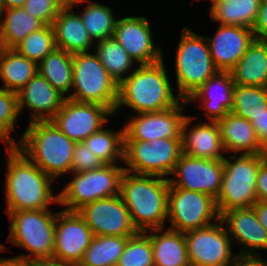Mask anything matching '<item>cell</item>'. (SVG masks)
Returning <instances> with one entry per match:
<instances>
[{
  "mask_svg": "<svg viewBox=\"0 0 267 266\" xmlns=\"http://www.w3.org/2000/svg\"><path fill=\"white\" fill-rule=\"evenodd\" d=\"M4 11H5L4 2H3V0H0V21H1V18L3 17Z\"/></svg>",
  "mask_w": 267,
  "mask_h": 266,
  "instance_id": "f907efd6",
  "label": "cell"
},
{
  "mask_svg": "<svg viewBox=\"0 0 267 266\" xmlns=\"http://www.w3.org/2000/svg\"><path fill=\"white\" fill-rule=\"evenodd\" d=\"M10 231L7 242L30 253L13 257L21 261L53 258L57 213L49 209L9 212Z\"/></svg>",
  "mask_w": 267,
  "mask_h": 266,
  "instance_id": "8992f818",
  "label": "cell"
},
{
  "mask_svg": "<svg viewBox=\"0 0 267 266\" xmlns=\"http://www.w3.org/2000/svg\"><path fill=\"white\" fill-rule=\"evenodd\" d=\"M223 146L232 154H267L251 122L228 112L217 121Z\"/></svg>",
  "mask_w": 267,
  "mask_h": 266,
  "instance_id": "cb8c5ba5",
  "label": "cell"
},
{
  "mask_svg": "<svg viewBox=\"0 0 267 266\" xmlns=\"http://www.w3.org/2000/svg\"><path fill=\"white\" fill-rule=\"evenodd\" d=\"M232 266H267V260L261 255H238Z\"/></svg>",
  "mask_w": 267,
  "mask_h": 266,
  "instance_id": "f6af8a7d",
  "label": "cell"
},
{
  "mask_svg": "<svg viewBox=\"0 0 267 266\" xmlns=\"http://www.w3.org/2000/svg\"><path fill=\"white\" fill-rule=\"evenodd\" d=\"M252 30L256 39L267 40V0H261Z\"/></svg>",
  "mask_w": 267,
  "mask_h": 266,
  "instance_id": "b9f144b4",
  "label": "cell"
},
{
  "mask_svg": "<svg viewBox=\"0 0 267 266\" xmlns=\"http://www.w3.org/2000/svg\"><path fill=\"white\" fill-rule=\"evenodd\" d=\"M114 113L97 103L77 102L66 98L61 109L51 120L57 128L74 142H83L102 129Z\"/></svg>",
  "mask_w": 267,
  "mask_h": 266,
  "instance_id": "5bb4252c",
  "label": "cell"
},
{
  "mask_svg": "<svg viewBox=\"0 0 267 266\" xmlns=\"http://www.w3.org/2000/svg\"><path fill=\"white\" fill-rule=\"evenodd\" d=\"M251 124L254 127L255 132L258 134L262 145L267 149V110L260 116L256 117Z\"/></svg>",
  "mask_w": 267,
  "mask_h": 266,
  "instance_id": "ee69618b",
  "label": "cell"
},
{
  "mask_svg": "<svg viewBox=\"0 0 267 266\" xmlns=\"http://www.w3.org/2000/svg\"><path fill=\"white\" fill-rule=\"evenodd\" d=\"M219 219L224 224L233 246L234 242L240 245L241 251L238 255H260L258 252L254 253L255 249L267 250V231L258 221L252 207L224 211Z\"/></svg>",
  "mask_w": 267,
  "mask_h": 266,
  "instance_id": "d6986e66",
  "label": "cell"
},
{
  "mask_svg": "<svg viewBox=\"0 0 267 266\" xmlns=\"http://www.w3.org/2000/svg\"><path fill=\"white\" fill-rule=\"evenodd\" d=\"M129 237L94 235L78 266H116Z\"/></svg>",
  "mask_w": 267,
  "mask_h": 266,
  "instance_id": "d6a6232c",
  "label": "cell"
},
{
  "mask_svg": "<svg viewBox=\"0 0 267 266\" xmlns=\"http://www.w3.org/2000/svg\"><path fill=\"white\" fill-rule=\"evenodd\" d=\"M149 21L143 16H126L117 19L113 37L129 56L140 65H150L163 60L162 47H156Z\"/></svg>",
  "mask_w": 267,
  "mask_h": 266,
  "instance_id": "ac0fdd59",
  "label": "cell"
},
{
  "mask_svg": "<svg viewBox=\"0 0 267 266\" xmlns=\"http://www.w3.org/2000/svg\"><path fill=\"white\" fill-rule=\"evenodd\" d=\"M103 165V162L83 142H76L71 173L87 172L101 168Z\"/></svg>",
  "mask_w": 267,
  "mask_h": 266,
  "instance_id": "60d3db41",
  "label": "cell"
},
{
  "mask_svg": "<svg viewBox=\"0 0 267 266\" xmlns=\"http://www.w3.org/2000/svg\"><path fill=\"white\" fill-rule=\"evenodd\" d=\"M93 236L92 230L77 211H58L53 258L78 265Z\"/></svg>",
  "mask_w": 267,
  "mask_h": 266,
  "instance_id": "e0dca14e",
  "label": "cell"
},
{
  "mask_svg": "<svg viewBox=\"0 0 267 266\" xmlns=\"http://www.w3.org/2000/svg\"><path fill=\"white\" fill-rule=\"evenodd\" d=\"M69 4L70 0H26L23 8L45 25H52L58 12Z\"/></svg>",
  "mask_w": 267,
  "mask_h": 266,
  "instance_id": "ab89813d",
  "label": "cell"
},
{
  "mask_svg": "<svg viewBox=\"0 0 267 266\" xmlns=\"http://www.w3.org/2000/svg\"><path fill=\"white\" fill-rule=\"evenodd\" d=\"M83 143L103 164L123 162L124 128L118 132L102 128L91 134Z\"/></svg>",
  "mask_w": 267,
  "mask_h": 266,
  "instance_id": "e575fe53",
  "label": "cell"
},
{
  "mask_svg": "<svg viewBox=\"0 0 267 266\" xmlns=\"http://www.w3.org/2000/svg\"><path fill=\"white\" fill-rule=\"evenodd\" d=\"M0 266H25L24 261L16 258H0Z\"/></svg>",
  "mask_w": 267,
  "mask_h": 266,
  "instance_id": "c3c4849f",
  "label": "cell"
},
{
  "mask_svg": "<svg viewBox=\"0 0 267 266\" xmlns=\"http://www.w3.org/2000/svg\"><path fill=\"white\" fill-rule=\"evenodd\" d=\"M38 64L14 48L0 47V78L3 89L17 93L38 72Z\"/></svg>",
  "mask_w": 267,
  "mask_h": 266,
  "instance_id": "83f0119b",
  "label": "cell"
},
{
  "mask_svg": "<svg viewBox=\"0 0 267 266\" xmlns=\"http://www.w3.org/2000/svg\"><path fill=\"white\" fill-rule=\"evenodd\" d=\"M0 21V47L15 48L27 35L45 24L29 15L23 7L5 9Z\"/></svg>",
  "mask_w": 267,
  "mask_h": 266,
  "instance_id": "f1b7e54d",
  "label": "cell"
},
{
  "mask_svg": "<svg viewBox=\"0 0 267 266\" xmlns=\"http://www.w3.org/2000/svg\"><path fill=\"white\" fill-rule=\"evenodd\" d=\"M183 154L182 138L124 141V171L139 175L169 177Z\"/></svg>",
  "mask_w": 267,
  "mask_h": 266,
  "instance_id": "9c48e42d",
  "label": "cell"
},
{
  "mask_svg": "<svg viewBox=\"0 0 267 266\" xmlns=\"http://www.w3.org/2000/svg\"><path fill=\"white\" fill-rule=\"evenodd\" d=\"M223 175V159L205 160L182 154L168 178L169 187L202 192L216 199Z\"/></svg>",
  "mask_w": 267,
  "mask_h": 266,
  "instance_id": "9a60e30c",
  "label": "cell"
},
{
  "mask_svg": "<svg viewBox=\"0 0 267 266\" xmlns=\"http://www.w3.org/2000/svg\"><path fill=\"white\" fill-rule=\"evenodd\" d=\"M15 147L54 181L71 173L76 142L64 135L52 121L28 125Z\"/></svg>",
  "mask_w": 267,
  "mask_h": 266,
  "instance_id": "277c9868",
  "label": "cell"
},
{
  "mask_svg": "<svg viewBox=\"0 0 267 266\" xmlns=\"http://www.w3.org/2000/svg\"><path fill=\"white\" fill-rule=\"evenodd\" d=\"M252 208L254 209L258 221L262 224V226L267 231V202L266 201H256Z\"/></svg>",
  "mask_w": 267,
  "mask_h": 266,
  "instance_id": "7dc6e473",
  "label": "cell"
},
{
  "mask_svg": "<svg viewBox=\"0 0 267 266\" xmlns=\"http://www.w3.org/2000/svg\"><path fill=\"white\" fill-rule=\"evenodd\" d=\"M17 93L0 87V140L6 146H15V139L10 133L15 131L16 120L19 117Z\"/></svg>",
  "mask_w": 267,
  "mask_h": 266,
  "instance_id": "f35d334b",
  "label": "cell"
},
{
  "mask_svg": "<svg viewBox=\"0 0 267 266\" xmlns=\"http://www.w3.org/2000/svg\"><path fill=\"white\" fill-rule=\"evenodd\" d=\"M25 266H78L70 262H64L54 258L33 259L24 262Z\"/></svg>",
  "mask_w": 267,
  "mask_h": 266,
  "instance_id": "bcb514c9",
  "label": "cell"
},
{
  "mask_svg": "<svg viewBox=\"0 0 267 266\" xmlns=\"http://www.w3.org/2000/svg\"><path fill=\"white\" fill-rule=\"evenodd\" d=\"M258 201L267 202V159L260 165L256 179Z\"/></svg>",
  "mask_w": 267,
  "mask_h": 266,
  "instance_id": "7bdbcfd3",
  "label": "cell"
},
{
  "mask_svg": "<svg viewBox=\"0 0 267 266\" xmlns=\"http://www.w3.org/2000/svg\"><path fill=\"white\" fill-rule=\"evenodd\" d=\"M76 13L69 4L52 23L56 47L71 54L89 52L94 45L80 14Z\"/></svg>",
  "mask_w": 267,
  "mask_h": 266,
  "instance_id": "d4e9b609",
  "label": "cell"
},
{
  "mask_svg": "<svg viewBox=\"0 0 267 266\" xmlns=\"http://www.w3.org/2000/svg\"><path fill=\"white\" fill-rule=\"evenodd\" d=\"M194 117L188 115L182 125L183 154L205 160L224 159L226 151L217 122H200L189 130V124L196 119Z\"/></svg>",
  "mask_w": 267,
  "mask_h": 266,
  "instance_id": "603a6c76",
  "label": "cell"
},
{
  "mask_svg": "<svg viewBox=\"0 0 267 266\" xmlns=\"http://www.w3.org/2000/svg\"><path fill=\"white\" fill-rule=\"evenodd\" d=\"M175 58L178 96L187 100L219 70L215 66L206 37L183 27Z\"/></svg>",
  "mask_w": 267,
  "mask_h": 266,
  "instance_id": "52a82bcc",
  "label": "cell"
},
{
  "mask_svg": "<svg viewBox=\"0 0 267 266\" xmlns=\"http://www.w3.org/2000/svg\"><path fill=\"white\" fill-rule=\"evenodd\" d=\"M267 110V88L234 85L232 113L249 122Z\"/></svg>",
  "mask_w": 267,
  "mask_h": 266,
  "instance_id": "d590c367",
  "label": "cell"
},
{
  "mask_svg": "<svg viewBox=\"0 0 267 266\" xmlns=\"http://www.w3.org/2000/svg\"><path fill=\"white\" fill-rule=\"evenodd\" d=\"M8 155L5 175L6 212L49 209L59 203L58 193L53 196L49 175L40 170L15 146H6Z\"/></svg>",
  "mask_w": 267,
  "mask_h": 266,
  "instance_id": "6da1fadb",
  "label": "cell"
},
{
  "mask_svg": "<svg viewBox=\"0 0 267 266\" xmlns=\"http://www.w3.org/2000/svg\"><path fill=\"white\" fill-rule=\"evenodd\" d=\"M5 247V245L0 243V252L8 251Z\"/></svg>",
  "mask_w": 267,
  "mask_h": 266,
  "instance_id": "816d5d0a",
  "label": "cell"
},
{
  "mask_svg": "<svg viewBox=\"0 0 267 266\" xmlns=\"http://www.w3.org/2000/svg\"><path fill=\"white\" fill-rule=\"evenodd\" d=\"M168 178L124 171L119 194L138 232L164 228L168 220Z\"/></svg>",
  "mask_w": 267,
  "mask_h": 266,
  "instance_id": "7a4b0ae2",
  "label": "cell"
},
{
  "mask_svg": "<svg viewBox=\"0 0 267 266\" xmlns=\"http://www.w3.org/2000/svg\"><path fill=\"white\" fill-rule=\"evenodd\" d=\"M56 48L53 27L52 25H45L27 35L14 49L38 64Z\"/></svg>",
  "mask_w": 267,
  "mask_h": 266,
  "instance_id": "8d00e7d4",
  "label": "cell"
},
{
  "mask_svg": "<svg viewBox=\"0 0 267 266\" xmlns=\"http://www.w3.org/2000/svg\"><path fill=\"white\" fill-rule=\"evenodd\" d=\"M223 159L221 190L215 199L219 215L230 209L251 208L258 200L256 179L267 154H230Z\"/></svg>",
  "mask_w": 267,
  "mask_h": 266,
  "instance_id": "5b68a950",
  "label": "cell"
},
{
  "mask_svg": "<svg viewBox=\"0 0 267 266\" xmlns=\"http://www.w3.org/2000/svg\"><path fill=\"white\" fill-rule=\"evenodd\" d=\"M234 81L230 71H218L209 78L187 102H201L199 108L204 109L210 122H217L231 111L233 105ZM201 100V101H200Z\"/></svg>",
  "mask_w": 267,
  "mask_h": 266,
  "instance_id": "7402d4cb",
  "label": "cell"
},
{
  "mask_svg": "<svg viewBox=\"0 0 267 266\" xmlns=\"http://www.w3.org/2000/svg\"><path fill=\"white\" fill-rule=\"evenodd\" d=\"M37 71L62 95L71 93L73 54L56 48L38 63Z\"/></svg>",
  "mask_w": 267,
  "mask_h": 266,
  "instance_id": "4dcf8cb0",
  "label": "cell"
},
{
  "mask_svg": "<svg viewBox=\"0 0 267 266\" xmlns=\"http://www.w3.org/2000/svg\"><path fill=\"white\" fill-rule=\"evenodd\" d=\"M83 2L88 4L81 11L80 16L93 42L113 37L117 19L112 8L100 3H92L91 0H70L72 6Z\"/></svg>",
  "mask_w": 267,
  "mask_h": 266,
  "instance_id": "1f68e13d",
  "label": "cell"
},
{
  "mask_svg": "<svg viewBox=\"0 0 267 266\" xmlns=\"http://www.w3.org/2000/svg\"><path fill=\"white\" fill-rule=\"evenodd\" d=\"M26 0H3L5 9L23 7Z\"/></svg>",
  "mask_w": 267,
  "mask_h": 266,
  "instance_id": "681fc988",
  "label": "cell"
},
{
  "mask_svg": "<svg viewBox=\"0 0 267 266\" xmlns=\"http://www.w3.org/2000/svg\"><path fill=\"white\" fill-rule=\"evenodd\" d=\"M116 266H155L150 236L138 232L129 237Z\"/></svg>",
  "mask_w": 267,
  "mask_h": 266,
  "instance_id": "74e56055",
  "label": "cell"
},
{
  "mask_svg": "<svg viewBox=\"0 0 267 266\" xmlns=\"http://www.w3.org/2000/svg\"><path fill=\"white\" fill-rule=\"evenodd\" d=\"M124 167L104 164L101 168L81 173H70L73 178L62 189L59 203L66 211H77L83 205L102 198L119 195Z\"/></svg>",
  "mask_w": 267,
  "mask_h": 266,
  "instance_id": "30bf717a",
  "label": "cell"
},
{
  "mask_svg": "<svg viewBox=\"0 0 267 266\" xmlns=\"http://www.w3.org/2000/svg\"><path fill=\"white\" fill-rule=\"evenodd\" d=\"M73 93L66 98L77 102L97 103L113 113L118 102L119 84L107 72L95 53L73 54Z\"/></svg>",
  "mask_w": 267,
  "mask_h": 266,
  "instance_id": "ba28073f",
  "label": "cell"
},
{
  "mask_svg": "<svg viewBox=\"0 0 267 266\" xmlns=\"http://www.w3.org/2000/svg\"><path fill=\"white\" fill-rule=\"evenodd\" d=\"M146 233L150 236L155 266H191L184 233L169 228Z\"/></svg>",
  "mask_w": 267,
  "mask_h": 266,
  "instance_id": "4316f807",
  "label": "cell"
},
{
  "mask_svg": "<svg viewBox=\"0 0 267 266\" xmlns=\"http://www.w3.org/2000/svg\"><path fill=\"white\" fill-rule=\"evenodd\" d=\"M96 43L94 53L107 72L120 84L129 76L130 70H134L135 61L114 37Z\"/></svg>",
  "mask_w": 267,
  "mask_h": 266,
  "instance_id": "836d02e7",
  "label": "cell"
},
{
  "mask_svg": "<svg viewBox=\"0 0 267 266\" xmlns=\"http://www.w3.org/2000/svg\"><path fill=\"white\" fill-rule=\"evenodd\" d=\"M213 38L205 36L212 60L219 71H231L256 39L253 30L219 24Z\"/></svg>",
  "mask_w": 267,
  "mask_h": 266,
  "instance_id": "ffe728a7",
  "label": "cell"
},
{
  "mask_svg": "<svg viewBox=\"0 0 267 266\" xmlns=\"http://www.w3.org/2000/svg\"><path fill=\"white\" fill-rule=\"evenodd\" d=\"M182 100L177 106L159 112L134 114L124 127V141H152L160 138H181L182 125L187 117ZM182 106V107H181Z\"/></svg>",
  "mask_w": 267,
  "mask_h": 266,
  "instance_id": "2e32d148",
  "label": "cell"
},
{
  "mask_svg": "<svg viewBox=\"0 0 267 266\" xmlns=\"http://www.w3.org/2000/svg\"><path fill=\"white\" fill-rule=\"evenodd\" d=\"M211 18L222 25L253 27L261 0H211Z\"/></svg>",
  "mask_w": 267,
  "mask_h": 266,
  "instance_id": "f546056e",
  "label": "cell"
},
{
  "mask_svg": "<svg viewBox=\"0 0 267 266\" xmlns=\"http://www.w3.org/2000/svg\"><path fill=\"white\" fill-rule=\"evenodd\" d=\"M218 223V224H217ZM191 266H232V240L219 219L215 223L184 233Z\"/></svg>",
  "mask_w": 267,
  "mask_h": 266,
  "instance_id": "7c38bea8",
  "label": "cell"
},
{
  "mask_svg": "<svg viewBox=\"0 0 267 266\" xmlns=\"http://www.w3.org/2000/svg\"><path fill=\"white\" fill-rule=\"evenodd\" d=\"M216 219H215V218ZM219 213L215 199L205 193L169 187L168 218L169 229L185 233L218 221Z\"/></svg>",
  "mask_w": 267,
  "mask_h": 266,
  "instance_id": "8fae6325",
  "label": "cell"
},
{
  "mask_svg": "<svg viewBox=\"0 0 267 266\" xmlns=\"http://www.w3.org/2000/svg\"><path fill=\"white\" fill-rule=\"evenodd\" d=\"M77 213L94 235L131 237L138 233L120 194L87 203Z\"/></svg>",
  "mask_w": 267,
  "mask_h": 266,
  "instance_id": "4fadbf2b",
  "label": "cell"
},
{
  "mask_svg": "<svg viewBox=\"0 0 267 266\" xmlns=\"http://www.w3.org/2000/svg\"><path fill=\"white\" fill-rule=\"evenodd\" d=\"M138 66L119 84L114 115L125 105L130 107L134 114H138L167 110L183 100L180 96H175L163 60Z\"/></svg>",
  "mask_w": 267,
  "mask_h": 266,
  "instance_id": "3957f363",
  "label": "cell"
},
{
  "mask_svg": "<svg viewBox=\"0 0 267 266\" xmlns=\"http://www.w3.org/2000/svg\"><path fill=\"white\" fill-rule=\"evenodd\" d=\"M230 72L235 84L267 88V40L255 39Z\"/></svg>",
  "mask_w": 267,
  "mask_h": 266,
  "instance_id": "484cf974",
  "label": "cell"
},
{
  "mask_svg": "<svg viewBox=\"0 0 267 266\" xmlns=\"http://www.w3.org/2000/svg\"><path fill=\"white\" fill-rule=\"evenodd\" d=\"M66 96L57 91L38 72L17 92L18 110L24 106L31 111L30 123L35 121H51L63 106Z\"/></svg>",
  "mask_w": 267,
  "mask_h": 266,
  "instance_id": "44dd1931",
  "label": "cell"
}]
</instances>
